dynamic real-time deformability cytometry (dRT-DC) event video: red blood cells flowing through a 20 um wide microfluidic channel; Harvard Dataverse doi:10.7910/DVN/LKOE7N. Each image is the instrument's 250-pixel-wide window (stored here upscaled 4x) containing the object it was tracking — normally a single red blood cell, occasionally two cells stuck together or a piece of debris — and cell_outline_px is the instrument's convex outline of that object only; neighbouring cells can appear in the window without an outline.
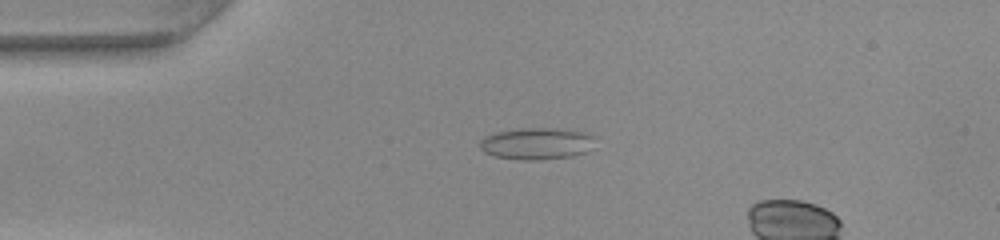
{"species": "common noctule bat (a hibernating species)", "species_latin": "Nyctalus noctula", "temperature_condition": "warm", "stored_images_in_passage": 34, "camera_frame_rate_fps": 3000, "um_per_image_px": 0.085, "animal": {"sex": "female", "body_mass_g": 22.0, "forearm_length_mm": 56.7}, "frame": {"image": 1, "passage_image": 1, "time_ms": 0.0, "image_size_px": [1000, 240], "cell_outline_px": [[592, 136], [588, 152], [572, 156], [540, 160], [524, 160], [496, 156], [484, 152], [480, 148], [480, 140], [484, 136], [496, 132], [520, 128], [552, 128], [584, 132]], "centroid_in_image_um": [45.56, 12.2], "position_along_channel_um": 39.4, "area_um2": 21.1}}
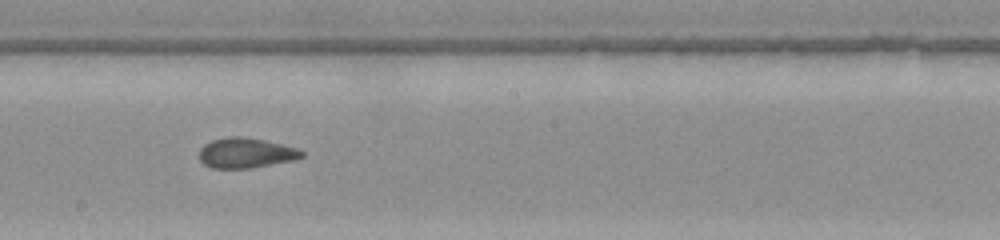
{"frame": {"image": 2, "passage_image": 17, "time_ms": 5.333, "image_size_px": [1000, 240], "cell_outline_px": [[304, 156], [292, 160], [252, 168], [212, 168], [204, 164], [200, 160], [200, 148], [204, 144], [212, 140], [232, 136], [244, 136], [264, 140], [296, 148], [304, 152]], "centroid_in_image_um": [20.87, 13.0], "position_along_channel_um": 227.3, "area_um2": 17.86}}
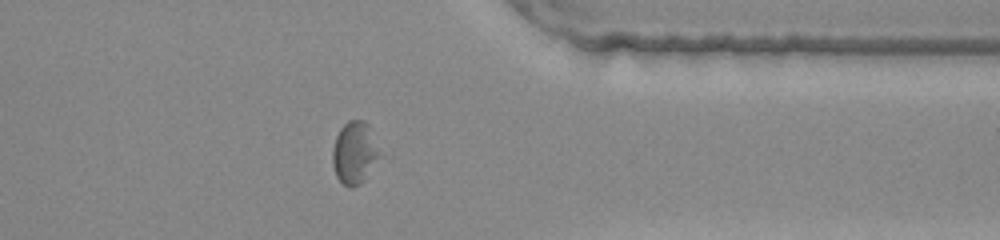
{"frame": {"image": 3, "passage_image": 29, "time_ms": 9.333, "image_size_px": [1000, 240], "cell_outline_px": [[380, 156], [364, 180], [360, 184], [352, 188], [344, 184], [336, 176], [332, 164], [332, 148], [336, 136], [340, 128], [348, 120], [364, 120], [368, 124], [380, 152]], "centroid_in_image_um": [30.11, 12.98], "position_along_channel_um": 381.3, "area_um2": 17.05}, "authors_computed_cell_mechanics": {"area_um2": 18.2359, "velocity_mm_per_s": 4.0797, "shape_relaxation_time_tau1_ms": null, "shape_relaxation_time_tau2_ms": 1.9476, "deformation_change_tau1": null, "deformation_change_tau2": 0.0721}}